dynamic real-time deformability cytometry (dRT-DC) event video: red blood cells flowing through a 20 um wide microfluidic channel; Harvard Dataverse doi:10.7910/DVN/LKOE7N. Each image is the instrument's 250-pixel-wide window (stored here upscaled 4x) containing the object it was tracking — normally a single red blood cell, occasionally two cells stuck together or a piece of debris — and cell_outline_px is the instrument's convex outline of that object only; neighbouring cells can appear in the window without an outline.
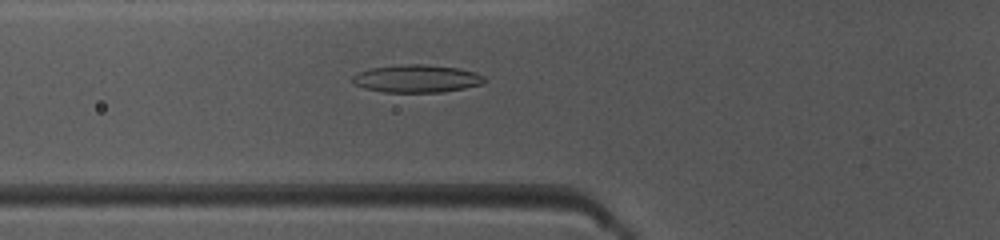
{"species": "common noctule bat (a hibernating species)", "species_latin": "Nyctalus noctula", "temperature_condition": "warm", "stored_images_in_passage": 40, "camera_frame_rate_fps": 3000, "um_per_image_px": 0.085, "animal": {"sex": "female", "body_mass_g": 10.0, "forearm_length_mm": 53.1}, "frame": {"image": 1, "passage_image": 8, "time_ms": 2.333, "image_size_px": [1000, 240], "cell_outline_px": [[488, 80], [484, 84], [444, 92], [384, 92], [364, 88], [356, 84], [352, 80], [352, 76], [360, 72], [372, 68], [404, 64], [424, 64], [456, 68], [476, 72], [484, 76]], "centroid_in_image_um": [35.48, 6.69], "position_along_channel_um": 90.3, "area_um2": 21.27}}
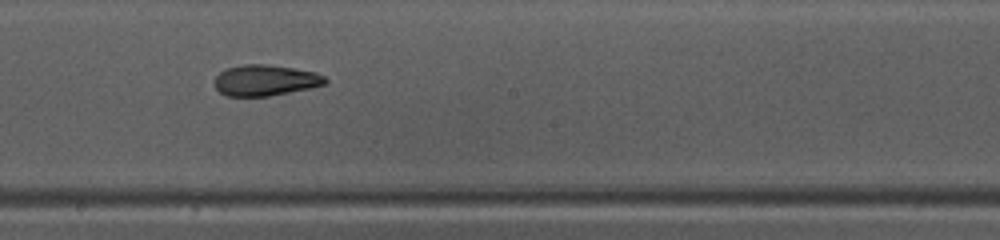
{"frame": {"image": 2, "passage_image": 18, "time_ms": 5.667, "image_size_px": [1000, 240], "cell_outline_px": [[328, 84], [312, 88], [268, 96], [228, 96], [220, 92], [212, 84], [216, 76], [220, 72], [228, 68], [244, 64], [268, 64], [316, 72], [324, 76], [328, 80]], "centroid_in_image_um": [22.57, 6.83], "position_along_channel_um": 225.6, "area_um2": 20.11}}
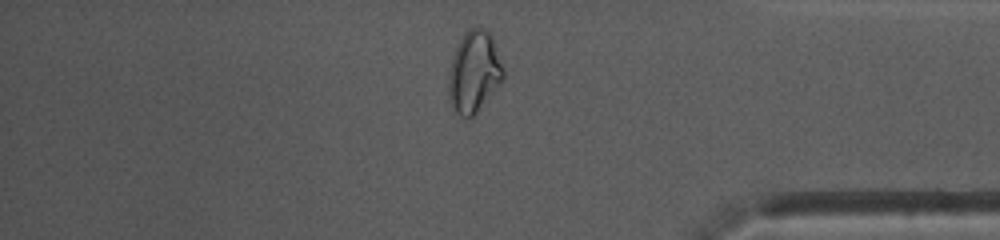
{"frame": {"image": 3, "passage_image": 32, "time_ms": 10.333, "image_size_px": [1000, 240], "cell_outline_px": [[504, 76], [476, 112], [468, 120], [460, 116], [456, 112], [452, 104], [448, 92], [448, 72], [456, 44], [464, 32], [476, 24], [484, 28], [492, 36], [504, 68]], "centroid_in_image_um": [40.27, 6.05], "position_along_channel_um": 394.9, "area_um2": 25.95}, "authors_computed_cell_mechanics": {"area_um2": 20.9236, "velocity_mm_per_s": 4.0255, "shape_relaxation_time_tau1_ms": 10.818, "shape_relaxation_time_tau2_ms": 3.9545, "deformation_change_tau1": 0.2809, "deformation_change_tau2": 0.0933}}